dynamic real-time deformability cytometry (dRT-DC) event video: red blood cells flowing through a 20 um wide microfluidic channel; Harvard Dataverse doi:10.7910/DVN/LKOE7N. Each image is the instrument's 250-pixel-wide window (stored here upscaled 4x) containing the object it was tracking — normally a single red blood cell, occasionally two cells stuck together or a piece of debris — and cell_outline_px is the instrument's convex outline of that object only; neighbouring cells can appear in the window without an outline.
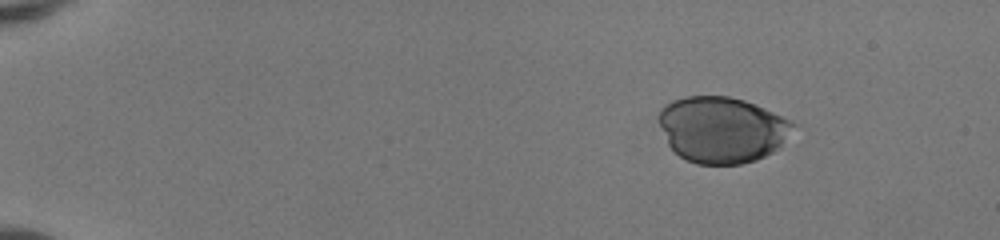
{"species": "human", "species_latin": "Homo sapiens", "temperature_condition": "room temperature", "stored_images_in_passage": 44, "camera_frame_rate_fps": 3000, "um_per_image_px": 0.085, "donor": {"sex": "female"}, "frame": {"image": 1, "passage_image": 1, "time_ms": 0.0, "image_size_px": [1000, 240], "cell_outline_px": [[796, 124], [780, 144], [772, 152], [756, 160], [740, 164], [696, 164], [684, 160], [668, 144], [656, 116], [660, 108], [664, 104], [672, 100], [684, 96], [728, 96], [744, 100], [756, 104]], "centroid_in_image_um": [61.29, 11.0], "position_along_channel_um": 23.7, "area_um2": 51.5}}
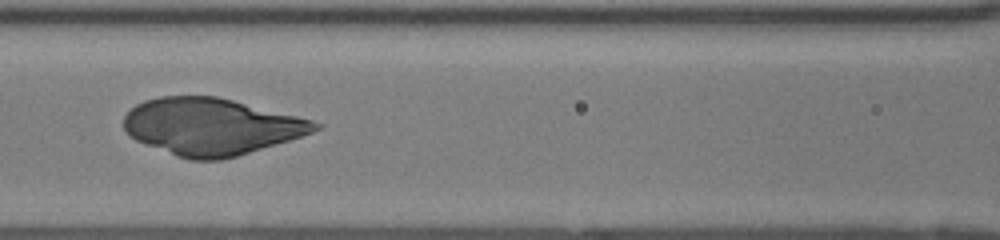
{"frame": {"image": 2, "passage_image": 19, "time_ms": 6.0, "image_size_px": [1000, 240], "cell_outline_px": [[320, 128], [312, 132], [288, 140], [236, 156], [220, 160], [192, 160], [176, 156], [136, 140], [124, 128], [124, 116], [136, 104], [144, 100], [160, 96], [216, 96], [312, 120], [320, 124]], "centroid_in_image_um": [17.91, 10.75], "position_along_channel_um": 148.7, "area_um2": 62.42}}
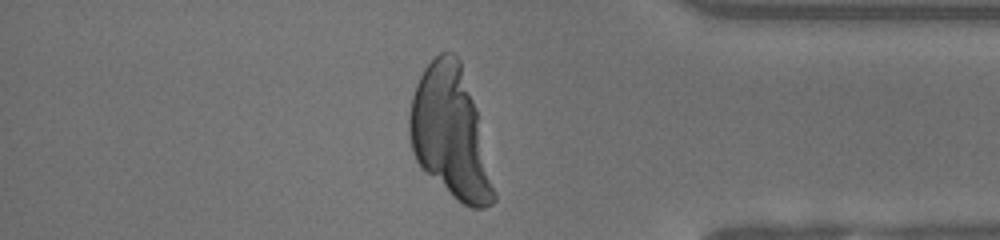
{"frame": {"image": 3, "passage_image": 38, "time_ms": 12.333, "image_size_px": [1000, 240], "cell_outline_px": [[496, 200], [492, 204], [484, 208], [472, 208], [456, 200], [420, 168], [412, 152], [408, 132], [408, 116], [412, 96], [416, 84], [424, 68], [440, 52], [452, 52], [460, 60], [476, 108], [496, 192]], "centroid_in_image_um": [38.26, 11.33], "position_along_channel_um": 396.9, "area_um2": 64.45}}